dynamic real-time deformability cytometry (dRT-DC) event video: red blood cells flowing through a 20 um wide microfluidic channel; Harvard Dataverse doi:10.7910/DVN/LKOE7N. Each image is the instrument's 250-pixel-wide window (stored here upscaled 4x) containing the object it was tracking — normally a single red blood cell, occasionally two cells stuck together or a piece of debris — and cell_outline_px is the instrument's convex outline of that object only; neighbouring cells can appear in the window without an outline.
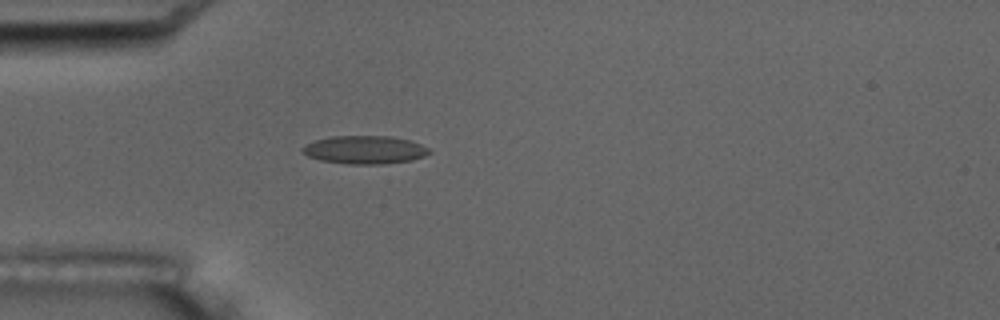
{"species": "common noctule bat (a hibernating species)", "species_latin": "Nyctalus noctula", "temperature_condition": "room temperature", "stored_images_in_passage": 1, "camera_frame_rate_fps": 3000, "um_per_image_px": 0.085, "animal": {"sex": "male", "body_mass_g": 17.5, "forearm_length_mm": 52.3}, "frame": {"image": 1, "passage_image": 1, "time_ms": 0.0, "image_size_px": [1000, 320], "cell_outline_px": [[432, 152], [424, 156], [412, 160], [384, 164], [348, 164], [320, 160], [308, 156], [300, 148], [316, 140], [332, 136], [392, 136], [408, 140], [420, 144], [428, 148]], "centroid_in_image_um": [31.02, 12.73], "position_along_channel_um": 54.0, "area_um2": 20.69}}